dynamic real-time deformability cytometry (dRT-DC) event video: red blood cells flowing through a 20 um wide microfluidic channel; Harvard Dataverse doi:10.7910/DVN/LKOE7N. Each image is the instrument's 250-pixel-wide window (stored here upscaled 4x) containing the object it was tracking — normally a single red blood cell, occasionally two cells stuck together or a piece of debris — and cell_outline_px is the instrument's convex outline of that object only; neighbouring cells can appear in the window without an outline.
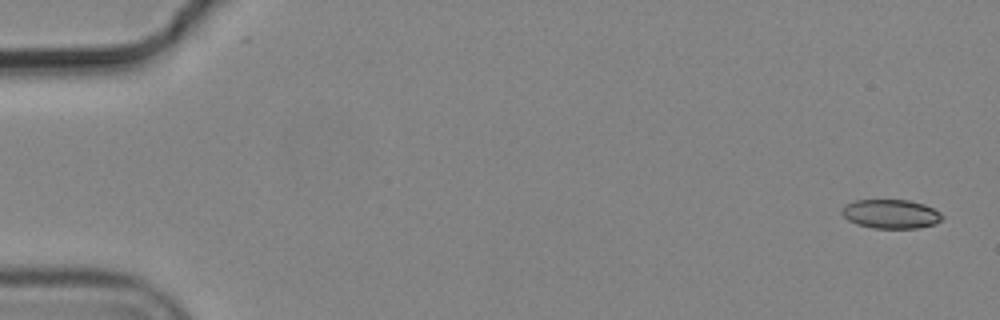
{"species": "common noctule bat (a hibernating species)", "species_latin": "Nyctalus noctula", "temperature_condition": "cold", "stored_images_in_passage": 5, "camera_frame_rate_fps": 3000, "um_per_image_px": 0.085, "animal": {"sex": "male", "body_mass_g": 19.2, "forearm_length_mm": 51.8}, "frame": {"image": 1, "passage_image": 1, "time_ms": 0.0, "image_size_px": [1000, 320], "cell_outline_px": [[944, 216], [936, 224], [916, 228], [872, 228], [856, 224], [848, 220], [840, 212], [848, 204], [856, 200], [908, 200], [924, 204], [940, 212]], "centroid_in_image_um": [75.74, 18.19], "position_along_channel_um": 9.3, "area_um2": 16.88}}
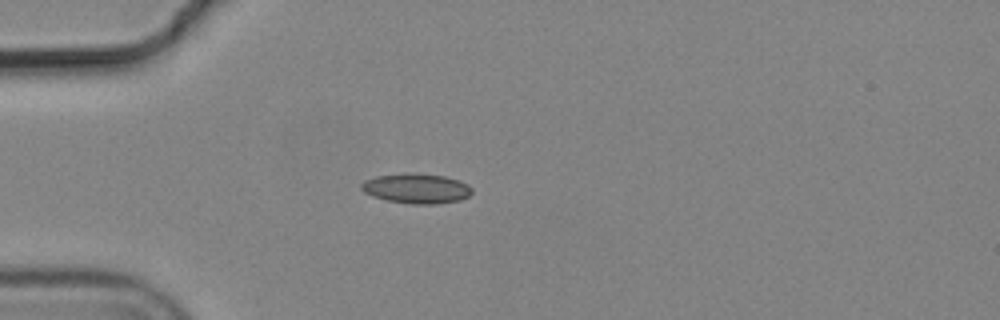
{"frame": {"image": 2, "passage_image": 5, "time_ms": 1.333, "image_size_px": [1000, 320], "cell_outline_px": [[472, 192], [468, 196], [460, 200], [436, 204], [412, 204], [388, 200], [372, 196], [364, 192], [360, 188], [360, 184], [364, 180], [376, 176], [444, 176], [468, 184], [472, 188]], "centroid_in_image_um": [35.4, 16.08], "position_along_channel_um": 49.6, "area_um2": 18.32}}